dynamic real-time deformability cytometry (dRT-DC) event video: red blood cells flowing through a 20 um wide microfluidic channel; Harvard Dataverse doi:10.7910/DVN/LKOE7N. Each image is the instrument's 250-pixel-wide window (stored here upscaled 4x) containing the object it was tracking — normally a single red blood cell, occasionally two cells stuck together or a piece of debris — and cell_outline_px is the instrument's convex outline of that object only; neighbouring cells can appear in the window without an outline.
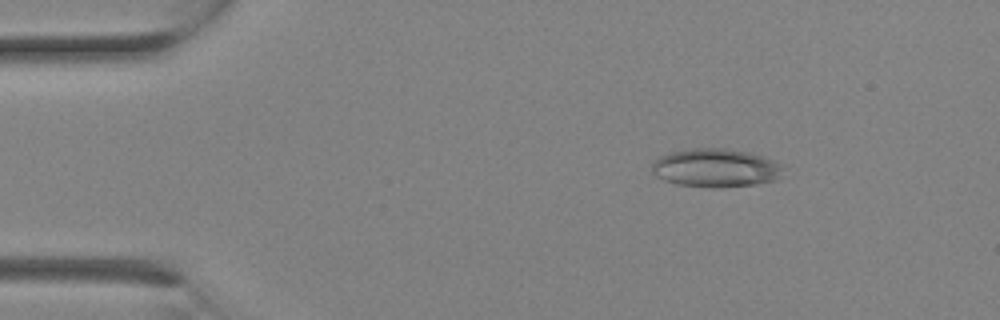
{"species": "Egyptian fruit bat (a non-hibernating species)", "species_latin": "Rousettus aegyptiacus", "temperature_condition": "room temperature", "stored_images_in_passage": 13, "camera_frame_rate_fps": 3000, "um_per_image_px": 0.085, "animal": {"sex": "female"}, "frame": {"image": 1, "passage_image": 3, "time_ms": 0.667, "image_size_px": [1000, 320], "cell_outline_px": [[784, 168], [776, 180], [756, 184], [720, 188], [712, 188], [676, 184], [664, 180], [656, 176], [652, 172], [652, 164], [660, 156], [672, 152], [688, 148], [724, 148], [748, 152], [764, 156], [784, 164]], "centroid_in_image_um": [60.86, 14.27], "position_along_channel_um": 24.1, "area_um2": 29.71}}
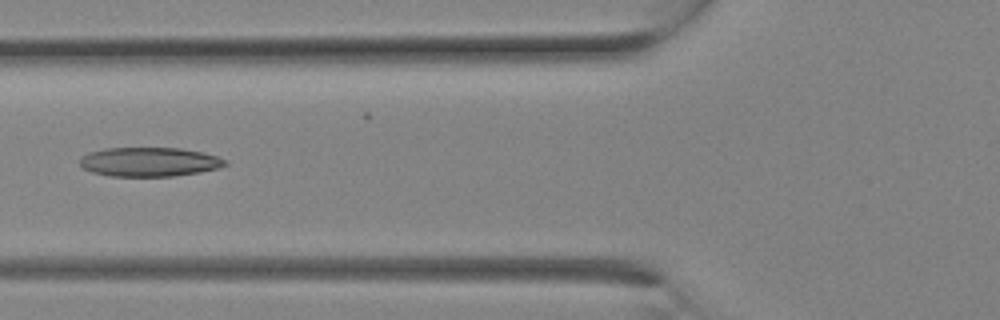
{"frame": {"image": 2, "passage_image": 9, "time_ms": 2.667, "image_size_px": [1000, 320], "cell_outline_px": [[228, 164], [220, 168], [200, 172], [172, 176], [108, 176], [92, 172], [84, 168], [80, 164], [80, 156], [88, 152], [104, 148], [180, 148], [204, 152], [228, 160]], "centroid_in_image_um": [12.7, 13.75], "position_along_channel_um": 113.1, "area_um2": 24.91}}
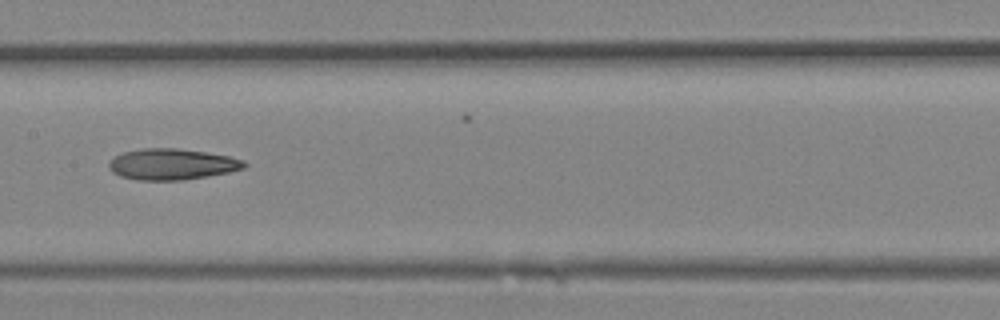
{"frame": {"image": 3, "passage_image": 12, "time_ms": 3.667, "image_size_px": [1000, 320], "cell_outline_px": [[248, 164], [244, 168], [228, 172], [180, 180], [136, 180], [120, 176], [112, 172], [108, 168], [108, 164], [112, 156], [124, 152], [144, 148], [176, 148], [204, 152], [228, 156], [244, 160]], "centroid_in_image_um": [14.56, 13.95], "position_along_channel_um": 192.8, "area_um2": 24.39}}